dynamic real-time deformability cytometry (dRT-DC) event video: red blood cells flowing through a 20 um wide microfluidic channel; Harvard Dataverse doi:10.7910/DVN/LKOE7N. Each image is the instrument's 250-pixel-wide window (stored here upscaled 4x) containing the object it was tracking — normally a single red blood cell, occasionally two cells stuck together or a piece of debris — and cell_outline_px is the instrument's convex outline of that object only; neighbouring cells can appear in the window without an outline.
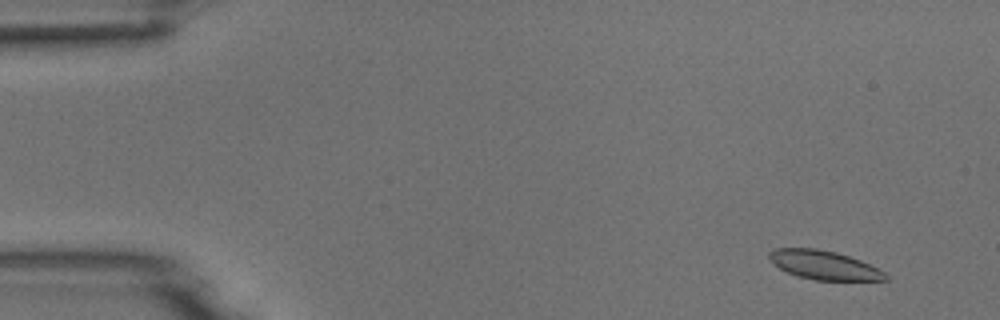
{"species": "common noctule bat (a hibernating species)", "species_latin": "Nyctalus noctula", "temperature_condition": "room temperature", "stored_images_in_passage": 51, "camera_frame_rate_fps": 3000, "um_per_image_px": 0.085, "animal": {"sex": "male", "body_mass_g": 18.8}, "frame": {"image": 1, "passage_image": 4, "time_ms": 1.0, "image_size_px": [1000, 320], "cell_outline_px": [[888, 280], [816, 280], [800, 276], [788, 272], [780, 268], [768, 256], [768, 252], [772, 248], [816, 248], [836, 252], [860, 260], [884, 272], [888, 276]], "centroid_in_image_um": [70.03, 22.52], "position_along_channel_um": 15.0, "area_um2": 19.25}}
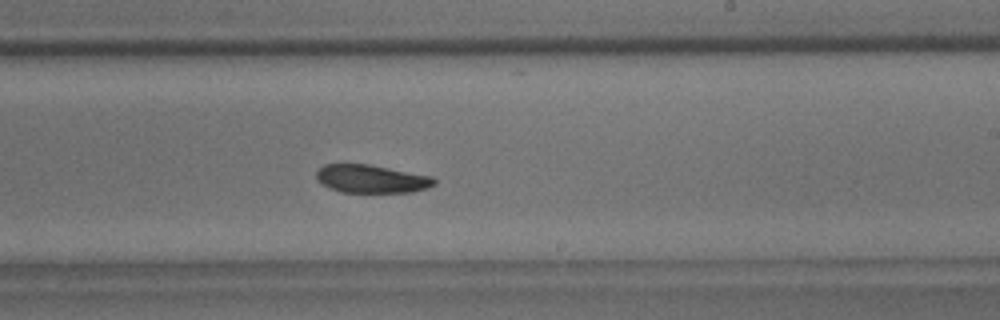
{"frame": {"image": 2, "passage_image": 31, "time_ms": 10.0, "image_size_px": [1000, 320], "cell_outline_px": [[436, 184], [428, 188], [412, 192], [340, 192], [328, 188], [316, 180], [316, 172], [324, 164], [368, 164], [432, 176], [436, 180]], "centroid_in_image_um": [31.56, 15.21], "position_along_channel_um": 257.4, "area_um2": 19.42}}
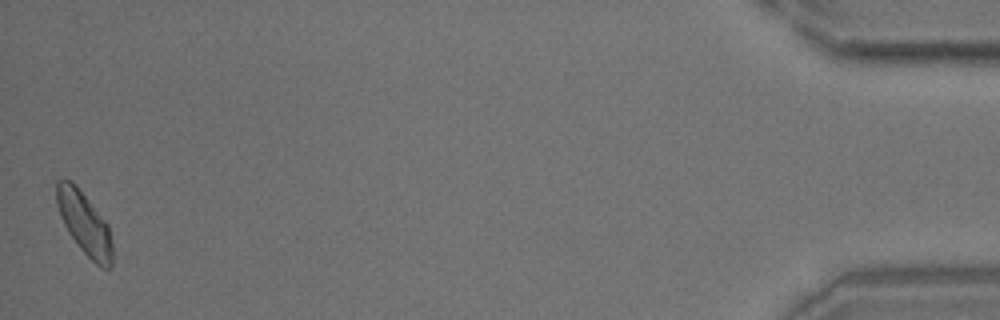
{"frame": {"image": 3, "passage_image": 51, "time_ms": 16.667, "image_size_px": [1000, 320], "cell_outline_px": [[112, 268], [100, 268], [80, 248], [68, 232], [60, 216], [56, 204], [56, 180], [72, 180], [76, 184], [108, 224], [112, 244]], "centroid_in_image_um": [7.17, 18.98], "position_along_channel_um": 428.0, "area_um2": 20.35}}